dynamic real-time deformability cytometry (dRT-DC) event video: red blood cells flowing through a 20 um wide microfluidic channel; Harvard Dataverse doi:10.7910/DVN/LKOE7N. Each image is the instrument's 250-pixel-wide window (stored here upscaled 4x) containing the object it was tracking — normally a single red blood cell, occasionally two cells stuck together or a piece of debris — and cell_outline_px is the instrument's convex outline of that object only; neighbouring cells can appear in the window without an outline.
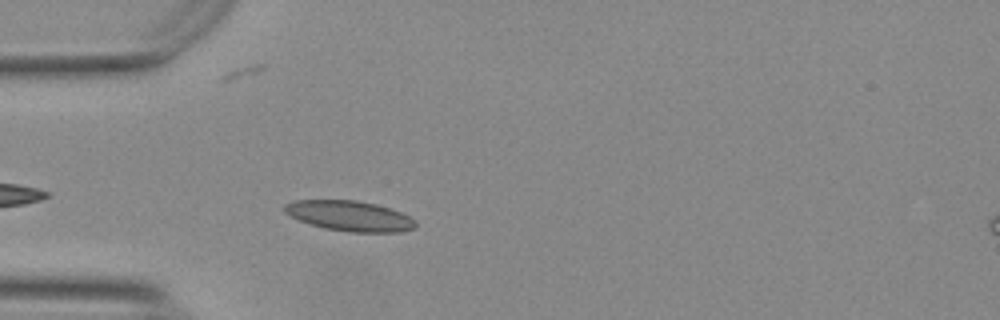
{"species": "Egyptian fruit bat (a non-hibernating species)", "species_latin": "Rousettus aegyptiacus", "temperature_condition": "warm", "stored_images_in_passage": 26, "camera_frame_rate_fps": 3000, "um_per_image_px": 0.085, "animal": {"sex": "female"}, "frame": {"image": 1, "passage_image": 3, "time_ms": 0.667, "image_size_px": [1000, 320], "cell_outline_px": [[416, 224], [412, 228], [400, 232], [348, 232], [324, 228], [300, 220], [284, 212], [284, 204], [296, 200], [356, 200], [376, 204], [400, 212], [416, 220]], "centroid_in_image_um": [29.71, 18.35], "position_along_channel_um": 55.3, "area_um2": 22.89}}
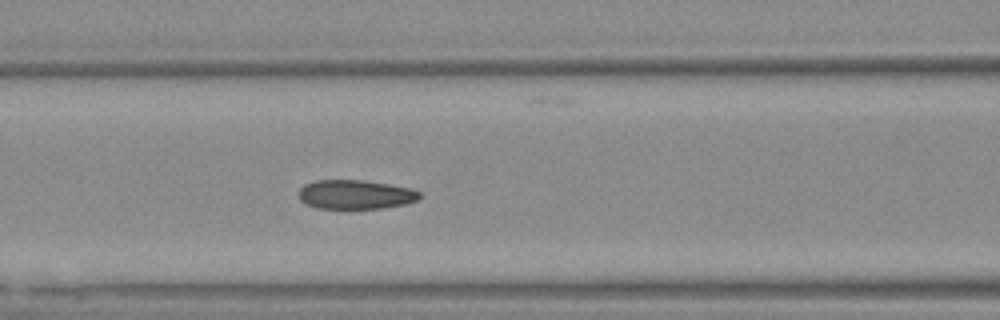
{"frame": {"image": 2, "passage_image": 10, "time_ms": 3.0, "image_size_px": [1000, 320], "cell_outline_px": [[420, 196], [416, 200], [404, 204], [380, 208], [316, 208], [304, 204], [300, 200], [300, 188], [304, 184], [316, 180], [360, 180], [388, 184], [408, 188], [420, 192]], "centroid_in_image_um": [30.16, 16.53], "position_along_channel_um": 136.4, "area_um2": 20.29}}
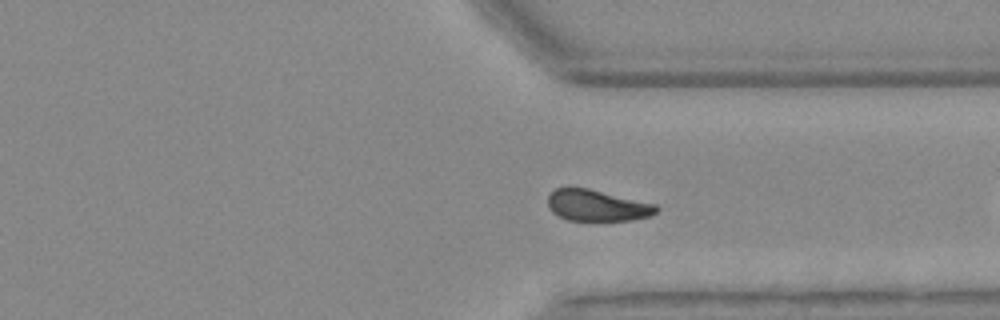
{"frame": {"image": 3, "passage_image": 25, "time_ms": 8.0, "image_size_px": [1000, 320], "cell_outline_px": [[660, 208], [656, 212], [648, 216], [632, 220], [568, 220], [552, 212], [548, 208], [548, 196], [556, 188], [568, 184], [588, 188], [656, 204]], "centroid_in_image_um": [50.7, 17.43], "position_along_channel_um": 360.7, "area_um2": 20.06}}